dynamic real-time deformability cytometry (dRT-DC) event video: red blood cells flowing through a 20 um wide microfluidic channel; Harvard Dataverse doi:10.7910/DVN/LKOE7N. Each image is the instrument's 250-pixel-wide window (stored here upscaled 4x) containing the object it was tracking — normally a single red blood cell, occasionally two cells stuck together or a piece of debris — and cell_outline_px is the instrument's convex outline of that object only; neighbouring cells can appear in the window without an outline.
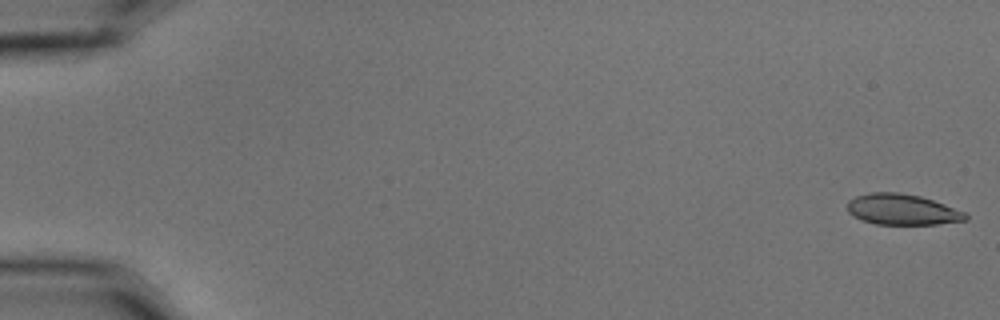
{"species": "common noctule bat (a hibernating species)", "species_latin": "Nyctalus noctula", "temperature_condition": "cold", "stored_images_in_passage": 56, "camera_frame_rate_fps": 3000, "um_per_image_px": 0.085, "animal": {"sex": "male", "body_mass_g": 15.6}, "frame": {"image": 1, "passage_image": 1, "time_ms": 0.0, "image_size_px": [1000, 320], "cell_outline_px": [[968, 220], [936, 224], [876, 224], [860, 220], [852, 216], [848, 212], [848, 200], [856, 196], [868, 192], [900, 192], [920, 196], [944, 204], [964, 212], [968, 216]], "centroid_in_image_um": [76.65, 17.8], "position_along_channel_um": 8.4, "area_um2": 21.27}}
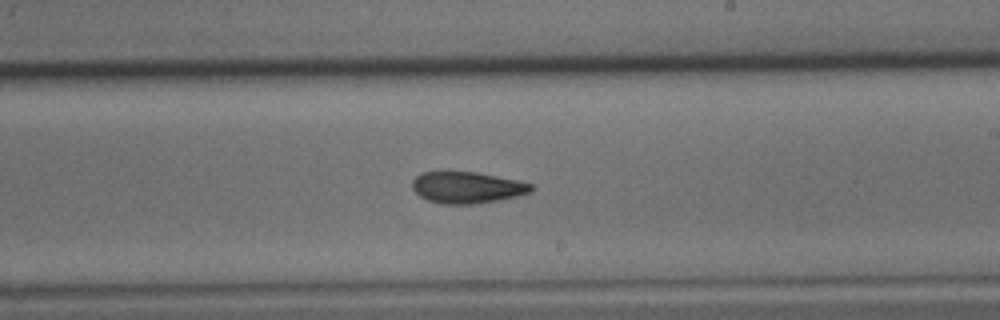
{"frame": {"image": 2, "passage_image": 34, "time_ms": 11.0, "image_size_px": [1000, 320], "cell_outline_px": [[532, 192], [516, 196], [476, 204], [440, 204], [428, 200], [420, 196], [412, 188], [412, 180], [420, 172], [476, 172], [516, 180], [532, 184]], "centroid_in_image_um": [39.66, 15.94], "position_along_channel_um": 249.3, "area_um2": 21.68}}
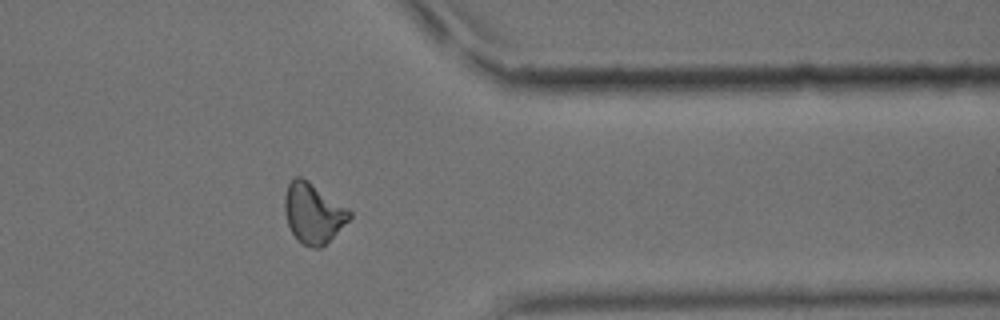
{"frame": {"image": 3, "passage_image": 46, "time_ms": 15.0, "image_size_px": [1000, 320], "cell_outline_px": [[352, 216], [320, 248], [312, 248], [300, 244], [296, 240], [288, 224], [284, 212], [284, 196], [288, 184], [296, 176], [300, 176], [308, 180], [348, 208], [352, 212]], "centroid_in_image_um": [26.59, 18.11], "position_along_channel_um": 384.8, "area_um2": 22.6}, "authors_computed_cell_mechanics": {"area_um2": 22.253, "velocity_mm_per_s": 3.596, "shape_relaxation_time_tau1_ms": 6.8996, "shape_relaxation_time_tau2_ms": 4.7969, "deformation_change_tau1": 0.1453, "deformation_change_tau2": 0.1119}}